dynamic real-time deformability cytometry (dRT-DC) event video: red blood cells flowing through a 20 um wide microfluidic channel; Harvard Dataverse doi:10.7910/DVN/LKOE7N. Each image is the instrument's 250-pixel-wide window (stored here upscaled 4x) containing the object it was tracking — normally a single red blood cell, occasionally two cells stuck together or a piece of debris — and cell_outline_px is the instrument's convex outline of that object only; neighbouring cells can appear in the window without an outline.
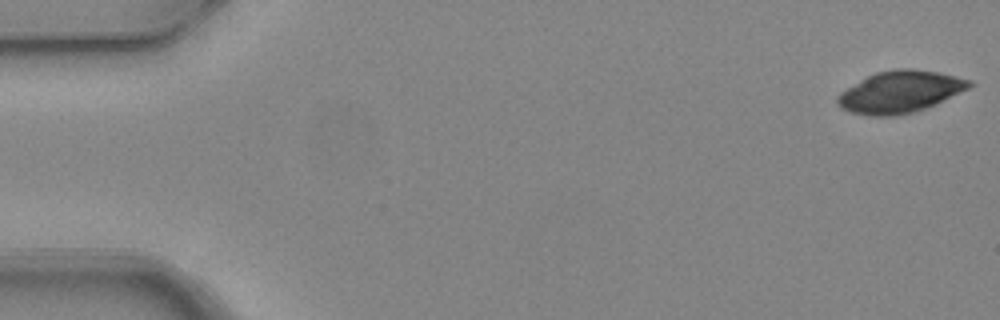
{"species": "common noctule bat (a hibernating species)", "species_latin": "Nyctalus noctula", "temperature_condition": "warm", "stored_images_in_passage": 2, "camera_frame_rate_fps": 3000, "um_per_image_px": 0.085, "animal": {"sex": "female", "body_mass_g": 24.6, "forearm_length_mm": 56.2}, "frame": {"image": 1, "passage_image": 1, "time_ms": 0.0, "image_size_px": [1000, 320], "cell_outline_px": [[976, 84], [936, 104], [912, 112], [896, 116], [872, 116], [852, 112], [840, 108], [836, 104], [836, 96], [840, 92], [860, 80], [876, 72], [896, 68], [912, 68], [936, 72], [972, 80]], "centroid_in_image_um": [76.48, 7.8], "position_along_channel_um": 8.5, "area_um2": 32.08}}